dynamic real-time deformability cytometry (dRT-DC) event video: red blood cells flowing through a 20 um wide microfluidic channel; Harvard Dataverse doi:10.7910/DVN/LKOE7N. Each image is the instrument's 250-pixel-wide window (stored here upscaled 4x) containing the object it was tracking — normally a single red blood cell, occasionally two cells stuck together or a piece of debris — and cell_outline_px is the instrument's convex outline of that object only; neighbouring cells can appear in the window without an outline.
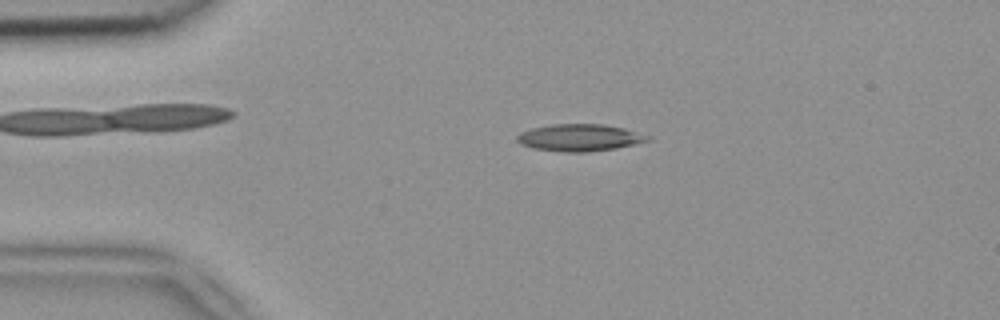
{"species": "common noctule bat (a hibernating species)", "species_latin": "Nyctalus noctula", "temperature_condition": "room temperature", "stored_images_in_passage": 50, "camera_frame_rate_fps": 3000, "um_per_image_px": 0.085, "animal": {"sex": "female", "body_mass_g": 18.4}, "frame": {"image": 1, "passage_image": 10, "time_ms": 3.0, "image_size_px": [1000, 320], "cell_outline_px": [[652, 140], [636, 144], [616, 148], [588, 152], [564, 152], [532, 148], [520, 144], [516, 140], [516, 136], [520, 132], [532, 128], [552, 124], [604, 124], [624, 128], [652, 136]], "centroid_in_image_um": [49.29, 11.7], "position_along_channel_um": 35.7, "area_um2": 20.81}}
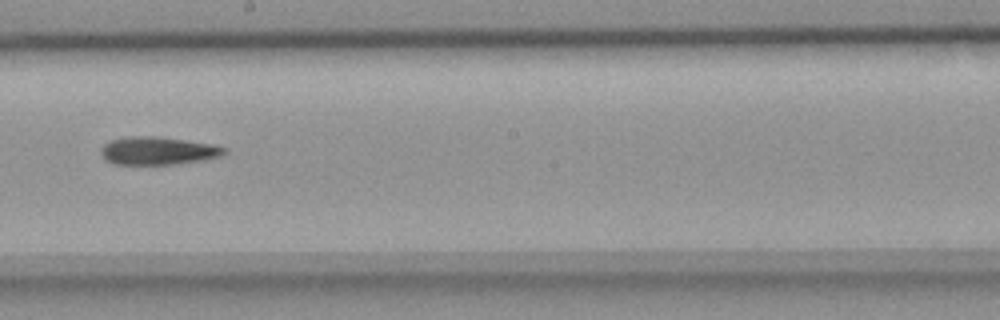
{"frame": {"image": 2, "passage_image": 28, "time_ms": 9.0, "image_size_px": [1000, 320], "cell_outline_px": [[228, 152], [220, 156], [204, 160], [180, 164], [112, 164], [104, 160], [100, 156], [100, 148], [104, 144], [112, 140], [128, 136], [156, 136], [212, 144], [228, 148]], "centroid_in_image_um": [13.41, 12.82], "position_along_channel_um": 234.8, "area_um2": 20.35}}
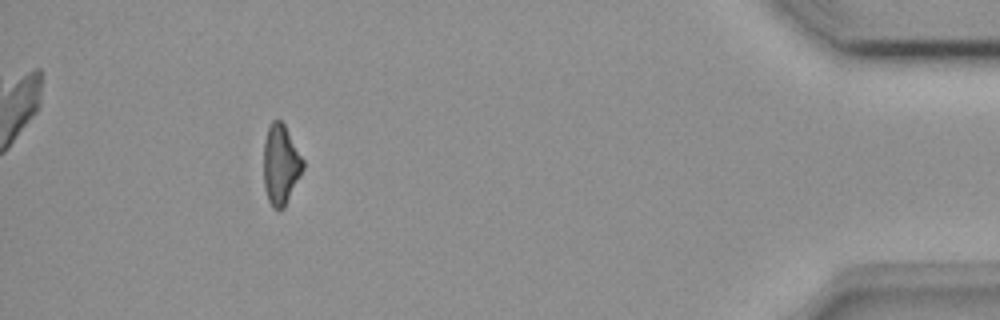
{"frame": {"image": 3, "passage_image": 46, "time_ms": 15.0, "image_size_px": [1000, 320], "cell_outline_px": [[304, 168], [284, 208], [272, 208], [268, 200], [264, 188], [264, 140], [268, 128], [272, 120], [280, 120], [284, 124], [304, 160]], "centroid_in_image_um": [23.86, 13.99], "position_along_channel_um": 411.3, "area_um2": 18.26}}